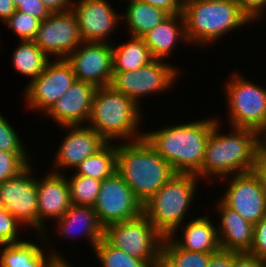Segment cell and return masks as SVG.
Segmentation results:
<instances>
[{
    "mask_svg": "<svg viewBox=\"0 0 266 267\" xmlns=\"http://www.w3.org/2000/svg\"><path fill=\"white\" fill-rule=\"evenodd\" d=\"M25 228L5 208L0 210V244L19 243L24 241L20 238V230Z\"/></svg>",
    "mask_w": 266,
    "mask_h": 267,
    "instance_id": "e575fe53",
    "label": "cell"
},
{
    "mask_svg": "<svg viewBox=\"0 0 266 267\" xmlns=\"http://www.w3.org/2000/svg\"><path fill=\"white\" fill-rule=\"evenodd\" d=\"M214 253L179 248L168 236L163 238L157 267H208Z\"/></svg>",
    "mask_w": 266,
    "mask_h": 267,
    "instance_id": "f1b7e54d",
    "label": "cell"
},
{
    "mask_svg": "<svg viewBox=\"0 0 266 267\" xmlns=\"http://www.w3.org/2000/svg\"><path fill=\"white\" fill-rule=\"evenodd\" d=\"M66 132L59 143L58 150L53 157L52 172L63 173L67 169L71 171L85 160L95 154L107 142L87 125H63L60 126ZM68 130V132H67Z\"/></svg>",
    "mask_w": 266,
    "mask_h": 267,
    "instance_id": "e0dca14e",
    "label": "cell"
},
{
    "mask_svg": "<svg viewBox=\"0 0 266 267\" xmlns=\"http://www.w3.org/2000/svg\"><path fill=\"white\" fill-rule=\"evenodd\" d=\"M77 81L66 59H51L44 71L24 88L27 108L45 115Z\"/></svg>",
    "mask_w": 266,
    "mask_h": 267,
    "instance_id": "30bf717a",
    "label": "cell"
},
{
    "mask_svg": "<svg viewBox=\"0 0 266 267\" xmlns=\"http://www.w3.org/2000/svg\"><path fill=\"white\" fill-rule=\"evenodd\" d=\"M77 19L83 42H111V33L117 31L122 15L107 0H74L71 9ZM110 37V38H109Z\"/></svg>",
    "mask_w": 266,
    "mask_h": 267,
    "instance_id": "9a60e30c",
    "label": "cell"
},
{
    "mask_svg": "<svg viewBox=\"0 0 266 267\" xmlns=\"http://www.w3.org/2000/svg\"><path fill=\"white\" fill-rule=\"evenodd\" d=\"M66 178L69 184L71 204L93 207L96 203L102 181L73 173L71 176L66 174Z\"/></svg>",
    "mask_w": 266,
    "mask_h": 267,
    "instance_id": "f546056e",
    "label": "cell"
},
{
    "mask_svg": "<svg viewBox=\"0 0 266 267\" xmlns=\"http://www.w3.org/2000/svg\"><path fill=\"white\" fill-rule=\"evenodd\" d=\"M142 114V106L123 93L111 86L98 87L86 125L106 142L135 141L143 138L145 131L140 128L144 120Z\"/></svg>",
    "mask_w": 266,
    "mask_h": 267,
    "instance_id": "3957f363",
    "label": "cell"
},
{
    "mask_svg": "<svg viewBox=\"0 0 266 267\" xmlns=\"http://www.w3.org/2000/svg\"><path fill=\"white\" fill-rule=\"evenodd\" d=\"M97 87L76 81L45 114V118L63 125H86Z\"/></svg>",
    "mask_w": 266,
    "mask_h": 267,
    "instance_id": "d6986e66",
    "label": "cell"
},
{
    "mask_svg": "<svg viewBox=\"0 0 266 267\" xmlns=\"http://www.w3.org/2000/svg\"><path fill=\"white\" fill-rule=\"evenodd\" d=\"M28 152H4L0 150V183L18 175L30 163Z\"/></svg>",
    "mask_w": 266,
    "mask_h": 267,
    "instance_id": "d6a6232c",
    "label": "cell"
},
{
    "mask_svg": "<svg viewBox=\"0 0 266 267\" xmlns=\"http://www.w3.org/2000/svg\"><path fill=\"white\" fill-rule=\"evenodd\" d=\"M233 267H266V261L247 252H234Z\"/></svg>",
    "mask_w": 266,
    "mask_h": 267,
    "instance_id": "f35d334b",
    "label": "cell"
},
{
    "mask_svg": "<svg viewBox=\"0 0 266 267\" xmlns=\"http://www.w3.org/2000/svg\"><path fill=\"white\" fill-rule=\"evenodd\" d=\"M66 60L78 81L98 87L110 86L112 81V43L82 42Z\"/></svg>",
    "mask_w": 266,
    "mask_h": 267,
    "instance_id": "2e32d148",
    "label": "cell"
},
{
    "mask_svg": "<svg viewBox=\"0 0 266 267\" xmlns=\"http://www.w3.org/2000/svg\"><path fill=\"white\" fill-rule=\"evenodd\" d=\"M263 151L266 153V133L263 135Z\"/></svg>",
    "mask_w": 266,
    "mask_h": 267,
    "instance_id": "bcb514c9",
    "label": "cell"
},
{
    "mask_svg": "<svg viewBox=\"0 0 266 267\" xmlns=\"http://www.w3.org/2000/svg\"><path fill=\"white\" fill-rule=\"evenodd\" d=\"M32 167L30 163L18 175L1 182L0 196L4 208L25 229L34 230V234H38L37 175Z\"/></svg>",
    "mask_w": 266,
    "mask_h": 267,
    "instance_id": "8fae6325",
    "label": "cell"
},
{
    "mask_svg": "<svg viewBox=\"0 0 266 267\" xmlns=\"http://www.w3.org/2000/svg\"><path fill=\"white\" fill-rule=\"evenodd\" d=\"M16 7L13 0H0V21L4 24L15 12Z\"/></svg>",
    "mask_w": 266,
    "mask_h": 267,
    "instance_id": "ee69618b",
    "label": "cell"
},
{
    "mask_svg": "<svg viewBox=\"0 0 266 267\" xmlns=\"http://www.w3.org/2000/svg\"><path fill=\"white\" fill-rule=\"evenodd\" d=\"M252 171L255 173L266 196V153L262 151Z\"/></svg>",
    "mask_w": 266,
    "mask_h": 267,
    "instance_id": "b9f144b4",
    "label": "cell"
},
{
    "mask_svg": "<svg viewBox=\"0 0 266 267\" xmlns=\"http://www.w3.org/2000/svg\"><path fill=\"white\" fill-rule=\"evenodd\" d=\"M220 123L211 130L201 168V180L209 184L212 183L209 180L220 181L226 176L252 171L263 151V136L256 130L231 127L226 134L222 133Z\"/></svg>",
    "mask_w": 266,
    "mask_h": 267,
    "instance_id": "6da1fadb",
    "label": "cell"
},
{
    "mask_svg": "<svg viewBox=\"0 0 266 267\" xmlns=\"http://www.w3.org/2000/svg\"><path fill=\"white\" fill-rule=\"evenodd\" d=\"M51 13L65 12L72 9L74 0H42Z\"/></svg>",
    "mask_w": 266,
    "mask_h": 267,
    "instance_id": "7bdbcfd3",
    "label": "cell"
},
{
    "mask_svg": "<svg viewBox=\"0 0 266 267\" xmlns=\"http://www.w3.org/2000/svg\"><path fill=\"white\" fill-rule=\"evenodd\" d=\"M154 59L166 60L171 57L178 41L188 44L185 21L182 13L169 15L159 25L142 36Z\"/></svg>",
    "mask_w": 266,
    "mask_h": 267,
    "instance_id": "cb8c5ba5",
    "label": "cell"
},
{
    "mask_svg": "<svg viewBox=\"0 0 266 267\" xmlns=\"http://www.w3.org/2000/svg\"><path fill=\"white\" fill-rule=\"evenodd\" d=\"M148 3L152 6L160 8L167 12L169 15L182 13L183 11V0H140Z\"/></svg>",
    "mask_w": 266,
    "mask_h": 267,
    "instance_id": "ab89813d",
    "label": "cell"
},
{
    "mask_svg": "<svg viewBox=\"0 0 266 267\" xmlns=\"http://www.w3.org/2000/svg\"><path fill=\"white\" fill-rule=\"evenodd\" d=\"M238 3L241 14L250 24L254 21L259 23V20H263V17L265 19L266 0H238Z\"/></svg>",
    "mask_w": 266,
    "mask_h": 267,
    "instance_id": "d590c367",
    "label": "cell"
},
{
    "mask_svg": "<svg viewBox=\"0 0 266 267\" xmlns=\"http://www.w3.org/2000/svg\"><path fill=\"white\" fill-rule=\"evenodd\" d=\"M234 251L219 250L214 253L208 267H233Z\"/></svg>",
    "mask_w": 266,
    "mask_h": 267,
    "instance_id": "60d3db41",
    "label": "cell"
},
{
    "mask_svg": "<svg viewBox=\"0 0 266 267\" xmlns=\"http://www.w3.org/2000/svg\"><path fill=\"white\" fill-rule=\"evenodd\" d=\"M4 209V205H3V202H2V199H1V196H0V210Z\"/></svg>",
    "mask_w": 266,
    "mask_h": 267,
    "instance_id": "c3c4849f",
    "label": "cell"
},
{
    "mask_svg": "<svg viewBox=\"0 0 266 267\" xmlns=\"http://www.w3.org/2000/svg\"><path fill=\"white\" fill-rule=\"evenodd\" d=\"M12 54V65L16 72L29 78H37L51 60L34 41H19Z\"/></svg>",
    "mask_w": 266,
    "mask_h": 267,
    "instance_id": "83f0119b",
    "label": "cell"
},
{
    "mask_svg": "<svg viewBox=\"0 0 266 267\" xmlns=\"http://www.w3.org/2000/svg\"><path fill=\"white\" fill-rule=\"evenodd\" d=\"M23 0H13L15 7H17Z\"/></svg>",
    "mask_w": 266,
    "mask_h": 267,
    "instance_id": "7dc6e473",
    "label": "cell"
},
{
    "mask_svg": "<svg viewBox=\"0 0 266 267\" xmlns=\"http://www.w3.org/2000/svg\"><path fill=\"white\" fill-rule=\"evenodd\" d=\"M10 122L0 112V150L4 152H30Z\"/></svg>",
    "mask_w": 266,
    "mask_h": 267,
    "instance_id": "836d02e7",
    "label": "cell"
},
{
    "mask_svg": "<svg viewBox=\"0 0 266 267\" xmlns=\"http://www.w3.org/2000/svg\"><path fill=\"white\" fill-rule=\"evenodd\" d=\"M53 224L58 236L63 238H85L92 250L103 239L104 227L100 224L94 208L91 206L73 205ZM78 236V237H77ZM85 236V237H84Z\"/></svg>",
    "mask_w": 266,
    "mask_h": 267,
    "instance_id": "603a6c76",
    "label": "cell"
},
{
    "mask_svg": "<svg viewBox=\"0 0 266 267\" xmlns=\"http://www.w3.org/2000/svg\"><path fill=\"white\" fill-rule=\"evenodd\" d=\"M196 120L146 130L143 137L175 173L194 174L201 179L206 143L219 120L214 117Z\"/></svg>",
    "mask_w": 266,
    "mask_h": 267,
    "instance_id": "7a4b0ae2",
    "label": "cell"
},
{
    "mask_svg": "<svg viewBox=\"0 0 266 267\" xmlns=\"http://www.w3.org/2000/svg\"><path fill=\"white\" fill-rule=\"evenodd\" d=\"M215 202L216 213L219 215L216 227L221 250L248 252L253 243L254 225L225 206L219 199Z\"/></svg>",
    "mask_w": 266,
    "mask_h": 267,
    "instance_id": "7402d4cb",
    "label": "cell"
},
{
    "mask_svg": "<svg viewBox=\"0 0 266 267\" xmlns=\"http://www.w3.org/2000/svg\"><path fill=\"white\" fill-rule=\"evenodd\" d=\"M247 253L266 261V215L254 225L253 243Z\"/></svg>",
    "mask_w": 266,
    "mask_h": 267,
    "instance_id": "8d00e7d4",
    "label": "cell"
},
{
    "mask_svg": "<svg viewBox=\"0 0 266 267\" xmlns=\"http://www.w3.org/2000/svg\"><path fill=\"white\" fill-rule=\"evenodd\" d=\"M74 174L103 181L117 171V143L107 142L73 169Z\"/></svg>",
    "mask_w": 266,
    "mask_h": 267,
    "instance_id": "4316f807",
    "label": "cell"
},
{
    "mask_svg": "<svg viewBox=\"0 0 266 267\" xmlns=\"http://www.w3.org/2000/svg\"><path fill=\"white\" fill-rule=\"evenodd\" d=\"M33 41L50 59H66L83 42L74 12L51 13L41 21Z\"/></svg>",
    "mask_w": 266,
    "mask_h": 267,
    "instance_id": "5bb4252c",
    "label": "cell"
},
{
    "mask_svg": "<svg viewBox=\"0 0 266 267\" xmlns=\"http://www.w3.org/2000/svg\"><path fill=\"white\" fill-rule=\"evenodd\" d=\"M164 236L152 225L147 216H139L104 227L103 239L132 257L157 267Z\"/></svg>",
    "mask_w": 266,
    "mask_h": 267,
    "instance_id": "ba28073f",
    "label": "cell"
},
{
    "mask_svg": "<svg viewBox=\"0 0 266 267\" xmlns=\"http://www.w3.org/2000/svg\"><path fill=\"white\" fill-rule=\"evenodd\" d=\"M37 236V240L40 238V242H37L42 247L26 239L19 243L0 244V267H48L54 259L66 258L62 252L60 254L54 249L51 241L47 242L42 234ZM49 247H52V250Z\"/></svg>",
    "mask_w": 266,
    "mask_h": 267,
    "instance_id": "ffe728a7",
    "label": "cell"
},
{
    "mask_svg": "<svg viewBox=\"0 0 266 267\" xmlns=\"http://www.w3.org/2000/svg\"><path fill=\"white\" fill-rule=\"evenodd\" d=\"M40 24L41 20L17 10L4 23L21 41H33Z\"/></svg>",
    "mask_w": 266,
    "mask_h": 267,
    "instance_id": "1f68e13d",
    "label": "cell"
},
{
    "mask_svg": "<svg viewBox=\"0 0 266 267\" xmlns=\"http://www.w3.org/2000/svg\"><path fill=\"white\" fill-rule=\"evenodd\" d=\"M199 181L194 174L175 173L143 204V213L164 237L189 220Z\"/></svg>",
    "mask_w": 266,
    "mask_h": 267,
    "instance_id": "8992f818",
    "label": "cell"
},
{
    "mask_svg": "<svg viewBox=\"0 0 266 267\" xmlns=\"http://www.w3.org/2000/svg\"><path fill=\"white\" fill-rule=\"evenodd\" d=\"M17 11L27 13L41 21L51 15L49 9L45 6L42 0H23L17 7Z\"/></svg>",
    "mask_w": 266,
    "mask_h": 267,
    "instance_id": "74e56055",
    "label": "cell"
},
{
    "mask_svg": "<svg viewBox=\"0 0 266 267\" xmlns=\"http://www.w3.org/2000/svg\"><path fill=\"white\" fill-rule=\"evenodd\" d=\"M235 72V73H234ZM224 84L230 127L266 133V89L234 70ZM242 75V76H241Z\"/></svg>",
    "mask_w": 266,
    "mask_h": 267,
    "instance_id": "52a82bcc",
    "label": "cell"
},
{
    "mask_svg": "<svg viewBox=\"0 0 266 267\" xmlns=\"http://www.w3.org/2000/svg\"><path fill=\"white\" fill-rule=\"evenodd\" d=\"M182 14L186 39L192 46L210 47L230 31L251 26L238 0H184Z\"/></svg>",
    "mask_w": 266,
    "mask_h": 267,
    "instance_id": "5b68a950",
    "label": "cell"
},
{
    "mask_svg": "<svg viewBox=\"0 0 266 267\" xmlns=\"http://www.w3.org/2000/svg\"><path fill=\"white\" fill-rule=\"evenodd\" d=\"M126 2V12H121V15L126 21L125 29L127 28L130 36L142 37L169 16L164 10L140 0H126Z\"/></svg>",
    "mask_w": 266,
    "mask_h": 267,
    "instance_id": "d4e9b609",
    "label": "cell"
},
{
    "mask_svg": "<svg viewBox=\"0 0 266 267\" xmlns=\"http://www.w3.org/2000/svg\"><path fill=\"white\" fill-rule=\"evenodd\" d=\"M93 208L103 227L143 213V204L117 171L102 181Z\"/></svg>",
    "mask_w": 266,
    "mask_h": 267,
    "instance_id": "7c38bea8",
    "label": "cell"
},
{
    "mask_svg": "<svg viewBox=\"0 0 266 267\" xmlns=\"http://www.w3.org/2000/svg\"><path fill=\"white\" fill-rule=\"evenodd\" d=\"M208 214L190 217L168 237L179 247L188 251L216 253L221 250L215 221ZM215 223V224H214ZM183 230V231H182ZM182 232L181 236L179 234ZM178 236V237H176Z\"/></svg>",
    "mask_w": 266,
    "mask_h": 267,
    "instance_id": "44dd1931",
    "label": "cell"
},
{
    "mask_svg": "<svg viewBox=\"0 0 266 267\" xmlns=\"http://www.w3.org/2000/svg\"><path fill=\"white\" fill-rule=\"evenodd\" d=\"M220 180L227 182V188H223L224 194L219 197L225 206L253 225L266 215V196L253 171L226 176Z\"/></svg>",
    "mask_w": 266,
    "mask_h": 267,
    "instance_id": "4fadbf2b",
    "label": "cell"
},
{
    "mask_svg": "<svg viewBox=\"0 0 266 267\" xmlns=\"http://www.w3.org/2000/svg\"><path fill=\"white\" fill-rule=\"evenodd\" d=\"M117 172L142 204L175 174L144 137L117 142Z\"/></svg>",
    "mask_w": 266,
    "mask_h": 267,
    "instance_id": "277c9868",
    "label": "cell"
},
{
    "mask_svg": "<svg viewBox=\"0 0 266 267\" xmlns=\"http://www.w3.org/2000/svg\"><path fill=\"white\" fill-rule=\"evenodd\" d=\"M37 191L38 234H42L45 240L49 241L47 220H58L71 206L66 175L49 171L44 177L37 176Z\"/></svg>",
    "mask_w": 266,
    "mask_h": 267,
    "instance_id": "ac0fdd59",
    "label": "cell"
},
{
    "mask_svg": "<svg viewBox=\"0 0 266 267\" xmlns=\"http://www.w3.org/2000/svg\"><path fill=\"white\" fill-rule=\"evenodd\" d=\"M178 69L166 60L154 59L135 71L113 72L110 86L141 106L139 100L145 96L176 88L175 83L181 73Z\"/></svg>",
    "mask_w": 266,
    "mask_h": 267,
    "instance_id": "9c48e42d",
    "label": "cell"
},
{
    "mask_svg": "<svg viewBox=\"0 0 266 267\" xmlns=\"http://www.w3.org/2000/svg\"><path fill=\"white\" fill-rule=\"evenodd\" d=\"M48 267H74L73 264L66 259H54Z\"/></svg>",
    "mask_w": 266,
    "mask_h": 267,
    "instance_id": "f6af8a7d",
    "label": "cell"
},
{
    "mask_svg": "<svg viewBox=\"0 0 266 267\" xmlns=\"http://www.w3.org/2000/svg\"><path fill=\"white\" fill-rule=\"evenodd\" d=\"M100 267H151L147 262L130 256L125 251L113 247L101 239L93 248Z\"/></svg>",
    "mask_w": 266,
    "mask_h": 267,
    "instance_id": "4dcf8cb0",
    "label": "cell"
},
{
    "mask_svg": "<svg viewBox=\"0 0 266 267\" xmlns=\"http://www.w3.org/2000/svg\"><path fill=\"white\" fill-rule=\"evenodd\" d=\"M153 60L142 37L129 35L127 42L124 41L120 45L112 43V72L135 71Z\"/></svg>",
    "mask_w": 266,
    "mask_h": 267,
    "instance_id": "484cf974",
    "label": "cell"
}]
</instances>
